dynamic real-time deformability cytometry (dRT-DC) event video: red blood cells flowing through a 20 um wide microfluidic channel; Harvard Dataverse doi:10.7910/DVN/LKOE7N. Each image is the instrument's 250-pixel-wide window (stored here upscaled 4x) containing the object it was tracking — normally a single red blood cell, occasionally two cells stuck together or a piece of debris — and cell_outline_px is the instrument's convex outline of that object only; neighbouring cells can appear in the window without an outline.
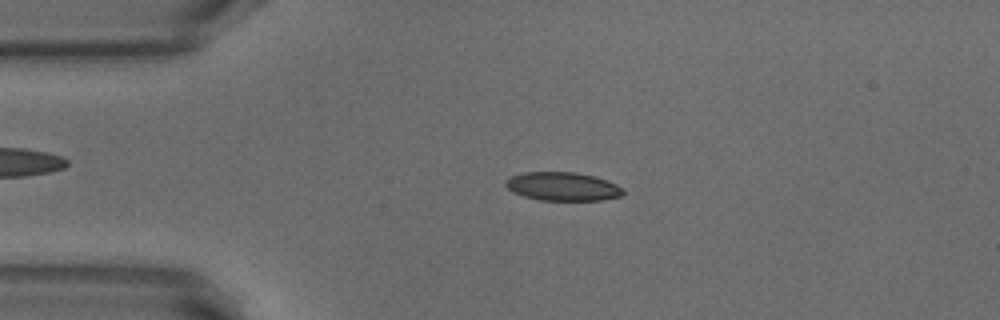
{"species": "common noctule bat (a hibernating species)", "species_latin": "Nyctalus noctula", "temperature_condition": "warm", "stored_images_in_passage": 39, "camera_frame_rate_fps": 3000, "um_per_image_px": 0.085, "animal": {"sex": "male", "body_mass_g": 18.8}, "frame": {"image": 1, "passage_image": 2, "time_ms": 0.333, "image_size_px": [1000, 320], "cell_outline_px": [[624, 192], [620, 196], [600, 200], [540, 200], [524, 196], [508, 188], [504, 184], [504, 180], [512, 176], [524, 172], [576, 172], [592, 176], [616, 184], [624, 188]], "centroid_in_image_um": [47.82, 15.84], "position_along_channel_um": 37.2, "area_um2": 19.31}}
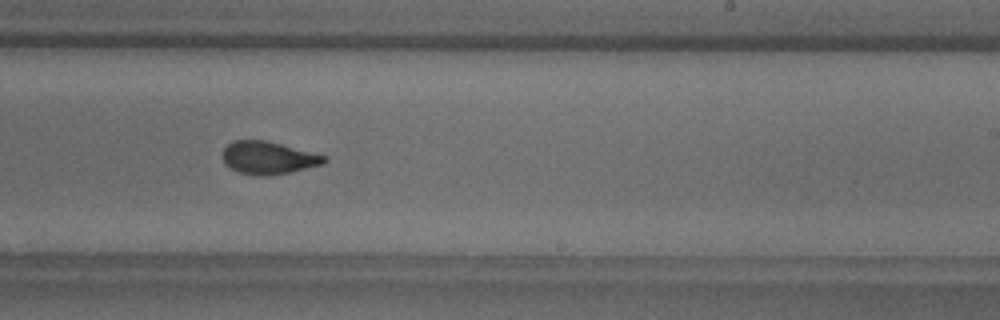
{"frame": {"image": 2, "passage_image": 22, "time_ms": 7.0, "image_size_px": [1000, 320], "cell_outline_px": [[328, 160], [324, 164], [288, 172], [268, 176], [260, 176], [240, 172], [228, 168], [224, 164], [224, 148], [232, 140], [264, 140], [328, 156]], "centroid_in_image_um": [22.81, 13.41], "position_along_channel_um": 266.2, "area_um2": 19.25}}
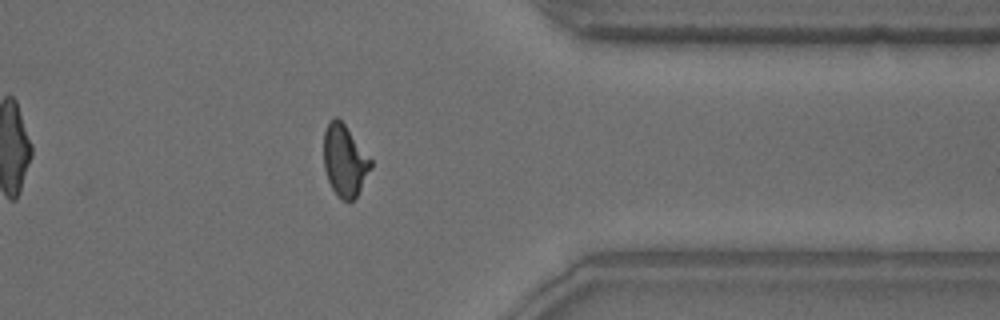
{"frame": {"image": 3, "passage_image": 32, "time_ms": 10.333, "image_size_px": [1000, 320], "cell_outline_px": [[372, 168], [356, 196], [348, 204], [340, 200], [332, 188], [328, 180], [324, 168], [324, 132], [328, 124], [336, 116], [344, 124], [372, 160]], "centroid_in_image_um": [29.3, 13.7], "position_along_channel_um": 382.1, "area_um2": 19.54}, "authors_computed_cell_mechanics": {"area_um2": 19.8254, "velocity_mm_per_s": 3.8474, "shape_relaxation_time_tau1_ms": 5.9275, "shape_relaxation_time_tau2_ms": 1.2731, "deformation_change_tau1": 0.1866, "deformation_change_tau2": 0.066}}